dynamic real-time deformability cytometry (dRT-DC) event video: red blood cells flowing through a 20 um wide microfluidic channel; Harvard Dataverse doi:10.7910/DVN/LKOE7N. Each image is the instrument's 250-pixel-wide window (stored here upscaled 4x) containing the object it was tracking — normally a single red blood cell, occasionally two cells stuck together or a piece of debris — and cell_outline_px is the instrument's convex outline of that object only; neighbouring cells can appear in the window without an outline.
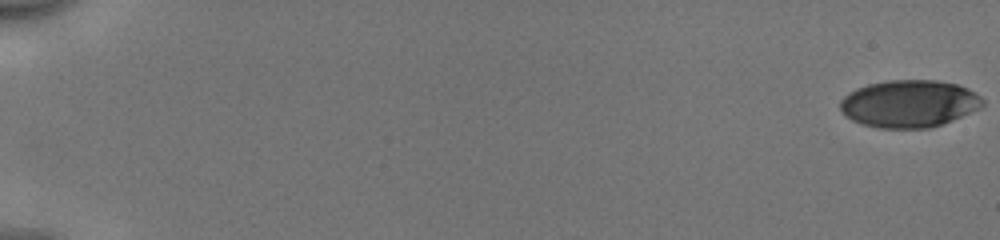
{"species": "human", "species_latin": "Homo sapiens", "temperature_condition": "cold", "stored_images_in_passage": 54, "camera_frame_rate_fps": 3000, "um_per_image_px": 0.085, "donor": {"sex": "male"}, "frame": {"image": 1, "passage_image": 1, "time_ms": 0.0, "image_size_px": [1000, 240], "cell_outline_px": [[984, 104], [980, 108], [952, 120], [928, 128], [876, 128], [852, 120], [844, 116], [840, 108], [840, 100], [848, 92], [856, 88], [868, 84], [888, 80], [936, 80], [956, 84], [968, 88], [976, 92], [984, 100]], "centroid_in_image_um": [77.26, 8.8], "position_along_channel_um": 7.7, "area_um2": 39.42}}
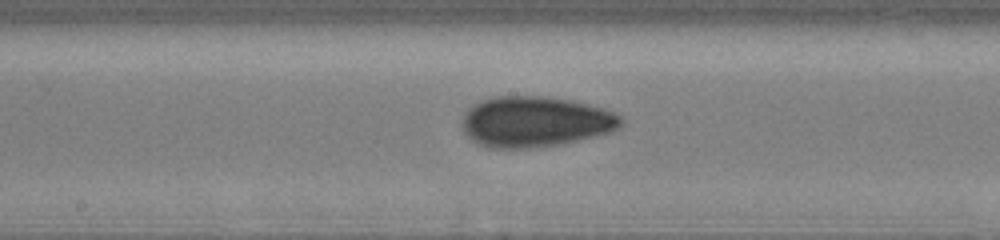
{"frame": {"image": 2, "passage_image": 31, "time_ms": 10.0, "image_size_px": [1000, 240], "cell_outline_px": [[624, 120], [612, 132], [560, 144], [528, 148], [488, 148], [472, 140], [464, 132], [464, 112], [472, 104], [480, 100], [496, 96], [548, 96], [588, 104], [604, 108], [620, 116]], "centroid_in_image_um": [45.48, 10.33], "position_along_channel_um": 202.7, "area_um2": 46.76}}
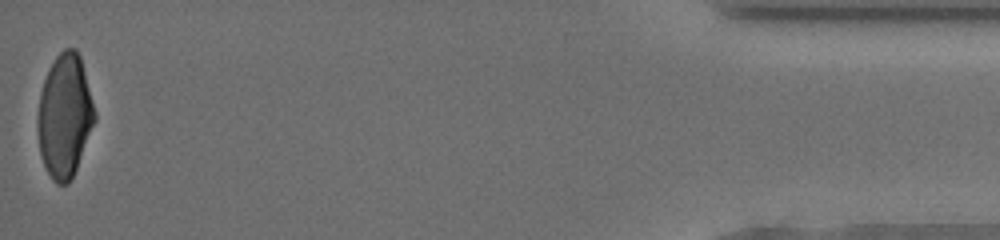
{"frame": {"image": 3, "passage_image": 54, "time_ms": 17.667, "image_size_px": [1000, 240], "cell_outline_px": [[96, 120], [76, 168], [68, 184], [56, 184], [52, 180], [44, 164], [40, 152], [36, 120], [36, 116], [40, 92], [48, 68], [56, 56], [64, 48], [76, 48], [80, 56], [96, 112]], "centroid_in_image_um": [5.48, 9.83], "position_along_channel_um": 429.7, "area_um2": 41.04}, "authors_computed_cell_mechanics": {"area_um2": 42.483, "velocity_mm_per_s": 3.9868, "shape_relaxation_time_tau1_ms": 4.1726, "shape_relaxation_time_tau2_ms": 1.6314, "deformation_change_tau1": 0.1637, "deformation_change_tau2": 0.0678}}